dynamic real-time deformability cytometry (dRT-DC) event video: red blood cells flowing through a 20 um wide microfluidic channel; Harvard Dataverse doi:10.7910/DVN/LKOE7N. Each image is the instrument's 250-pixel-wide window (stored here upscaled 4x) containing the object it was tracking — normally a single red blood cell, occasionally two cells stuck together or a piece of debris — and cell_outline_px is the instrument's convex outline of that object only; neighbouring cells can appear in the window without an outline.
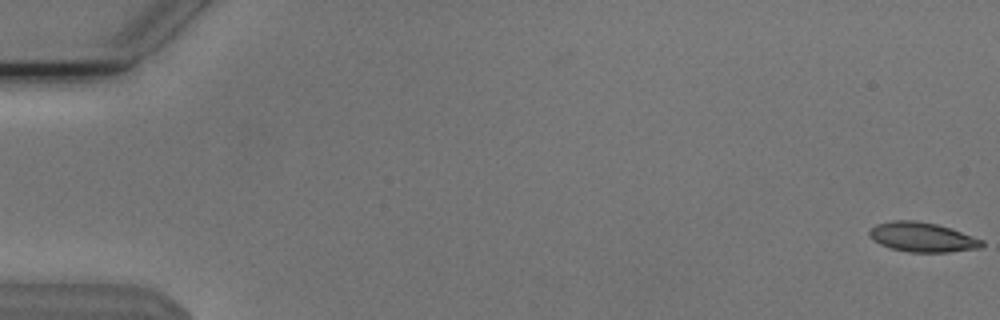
{"species": "Egyptian fruit bat (a non-hibernating species)", "species_latin": "Rousettus aegyptiacus", "temperature_condition": "cold", "stored_images_in_passage": 10, "camera_frame_rate_fps": 3000, "um_per_image_px": 0.085, "animal": {"sex": "male"}, "frame": {"image": 1, "passage_image": 1, "time_ms": 0.0, "image_size_px": [1000, 320], "cell_outline_px": [[984, 244], [980, 248], [948, 252], [908, 252], [892, 248], [880, 244], [868, 232], [876, 224], [892, 220], [916, 220], [936, 224], [984, 240]], "centroid_in_image_um": [78.41, 20.16], "position_along_channel_um": 6.6, "area_um2": 19.07}}